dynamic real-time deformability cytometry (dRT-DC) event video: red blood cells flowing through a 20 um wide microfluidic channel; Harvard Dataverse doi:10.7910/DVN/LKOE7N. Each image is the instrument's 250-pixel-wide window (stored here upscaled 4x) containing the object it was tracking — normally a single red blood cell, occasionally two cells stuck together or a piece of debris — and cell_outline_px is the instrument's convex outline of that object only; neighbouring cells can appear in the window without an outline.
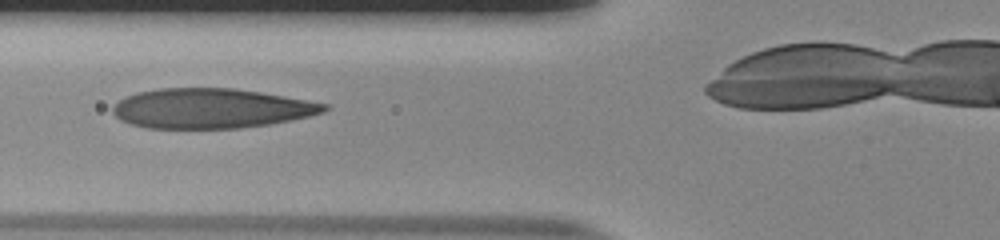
{"species": "human", "species_latin": "Homo sapiens", "temperature_condition": "room temperature", "stored_images_in_passage": 33, "camera_frame_rate_fps": 3000, "um_per_image_px": 0.085, "donor": {"sex": "male"}, "frame": {"image": 1, "passage_image": 6, "time_ms": 1.667, "image_size_px": [1000, 240], "cell_outline_px": [[328, 108], [324, 112], [308, 116], [268, 124], [240, 128], [144, 128], [120, 120], [112, 112], [112, 108], [120, 100], [136, 92], [160, 88], [232, 88], [260, 92], [328, 104]], "centroid_in_image_um": [17.9, 9.21], "position_along_channel_um": 107.9, "area_um2": 48.67}}
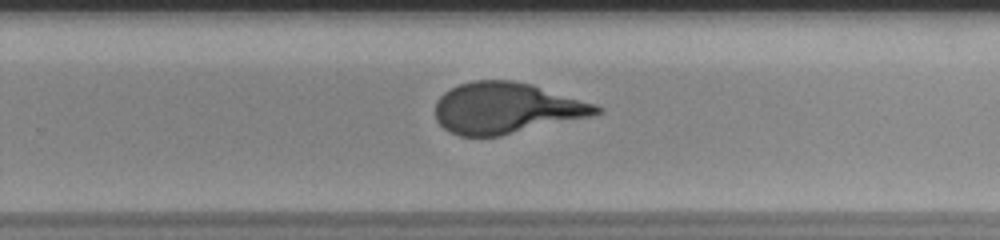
{"frame": {"image": 2, "passage_image": 20, "time_ms": 6.333, "image_size_px": [1000, 240], "cell_outline_px": [[604, 108], [600, 112], [588, 116], [500, 136], [460, 136], [448, 132], [436, 120], [436, 100], [444, 92], [460, 84], [472, 80], [512, 80], [532, 84], [596, 104]], "centroid_in_image_um": [42.99, 9.18], "position_along_channel_um": 286.8, "area_um2": 47.63}}
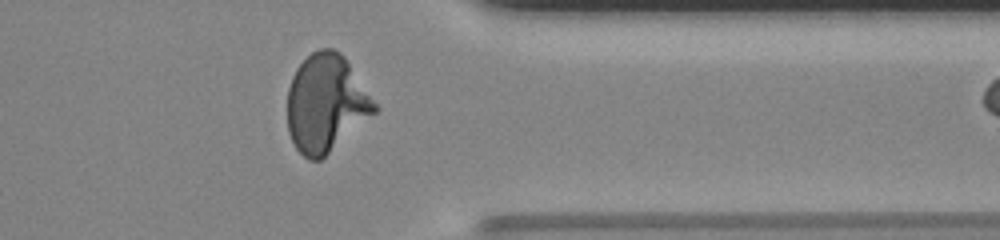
{"frame": {"image": 3, "passage_image": 28, "time_ms": 9.0, "image_size_px": [1000, 240], "cell_outline_px": [[380, 108], [376, 112], [320, 160], [308, 160], [296, 148], [288, 132], [288, 88], [292, 76], [296, 68], [312, 52], [320, 48], [332, 48], [340, 52], [344, 56]], "centroid_in_image_um": [27.71, 8.77], "position_along_channel_um": 383.7, "area_um2": 49.3}, "authors_computed_cell_mechanics": {"area_um2": 48.8988, "velocity_mm_per_s": 3.8367, "shape_relaxation_time_tau1_ms": 6.4345, "shape_relaxation_time_tau2_ms": null, "deformation_change_tau1": 0.2838, "deformation_change_tau2": null}}